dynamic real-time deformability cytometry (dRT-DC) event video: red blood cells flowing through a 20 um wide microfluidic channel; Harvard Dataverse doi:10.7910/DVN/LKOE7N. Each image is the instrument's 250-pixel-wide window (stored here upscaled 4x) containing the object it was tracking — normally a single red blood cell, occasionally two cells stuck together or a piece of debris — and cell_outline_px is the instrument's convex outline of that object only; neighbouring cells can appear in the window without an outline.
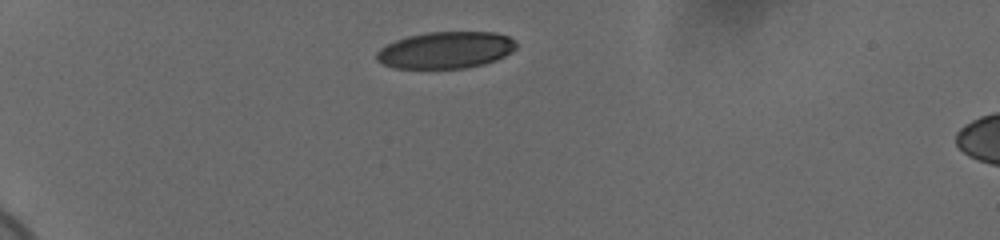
{"species": "human", "species_latin": "Homo sapiens", "temperature_condition": "cold", "stored_images_in_passage": 37, "camera_frame_rate_fps": 3000, "um_per_image_px": 0.085, "donor": {"sex": "female"}, "frame": {"image": 1, "passage_image": 1, "time_ms": 0.0, "image_size_px": [1000, 240], "cell_outline_px": [[516, 48], [512, 52], [496, 60], [484, 64], [464, 68], [392, 68], [376, 60], [376, 52], [380, 48], [396, 40], [408, 36], [428, 32], [496, 32], [508, 36], [516, 40]], "centroid_in_image_um": [37.9, 4.25], "position_along_channel_um": 47.1, "area_um2": 30.0}}
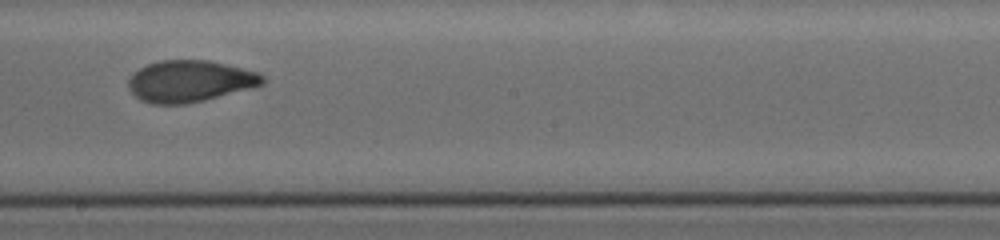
{"frame": {"image": 2, "passage_image": 20, "time_ms": 6.333, "image_size_px": [1000, 240], "cell_outline_px": [[264, 84], [252, 88], [204, 100], [184, 104], [152, 104], [140, 100], [128, 88], [128, 80], [140, 68], [148, 64], [160, 60], [208, 60], [260, 72], [264, 76]], "centroid_in_image_um": [16.16, 6.9], "position_along_channel_um": 232.0, "area_um2": 32.48}}
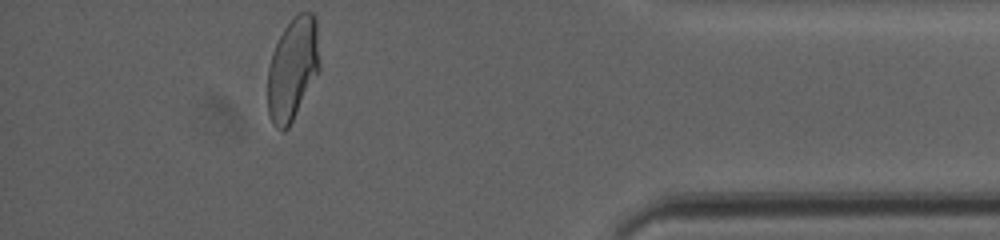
{"frame": {"image": 3, "passage_image": 37, "time_ms": 12.0, "image_size_px": [1000, 240], "cell_outline_px": [[320, 68], [288, 128], [284, 132], [272, 124], [268, 112], [268, 68], [272, 52], [284, 28], [300, 12], [312, 12], [316, 16], [320, 60]], "centroid_in_image_um": [24.88, 5.84], "position_along_channel_um": 410.3, "area_um2": 30.87}, "authors_computed_cell_mechanics": {"area_um2": 32.4258, "velocity_mm_per_s": 3.6697, "shape_relaxation_time_tau1_ms": 7.5477, "shape_relaxation_time_tau2_ms": 1.2569, "deformation_change_tau1": 0.2167, "deformation_change_tau2": 0.0546}}